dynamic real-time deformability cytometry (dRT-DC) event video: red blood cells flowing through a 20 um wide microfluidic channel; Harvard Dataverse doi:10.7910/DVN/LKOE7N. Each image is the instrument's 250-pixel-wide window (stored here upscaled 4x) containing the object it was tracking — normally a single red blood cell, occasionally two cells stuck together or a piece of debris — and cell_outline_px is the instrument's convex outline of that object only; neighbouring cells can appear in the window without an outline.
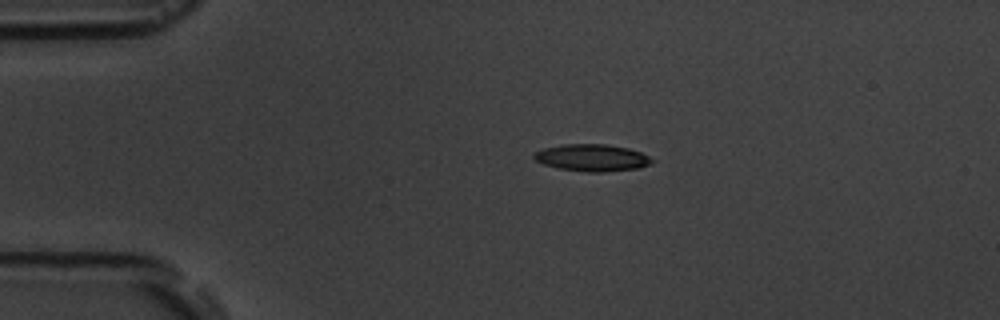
{"species": "common noctule bat (a hibernating species)", "species_latin": "Nyctalus noctula", "temperature_condition": "room temperature", "stored_images_in_passage": 4, "camera_frame_rate_fps": 3000, "um_per_image_px": 0.085, "animal": {"sex": "male", "body_mass_g": 19.5, "forearm_length_mm": 54.6}, "frame": {"image": 1, "passage_image": 1, "time_ms": 0.0, "image_size_px": [1000, 320], "cell_outline_px": [[656, 160], [652, 164], [636, 168], [600, 172], [588, 172], [560, 168], [544, 164], [536, 160], [532, 156], [536, 152], [544, 148], [564, 144], [604, 144], [628, 148], [640, 152]], "centroid_in_image_um": [50.35, 13.4], "position_along_channel_um": 34.7, "area_um2": 18.32}}
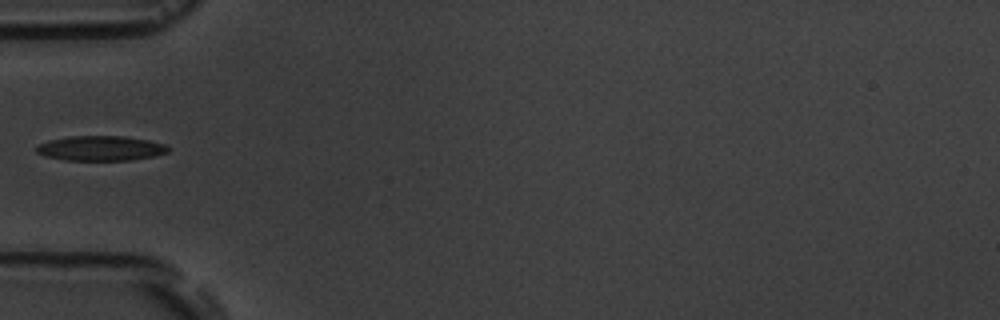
{"frame": {"image": 2, "passage_image": 3, "time_ms": 2.333, "image_size_px": [1000, 320], "cell_outline_px": [[172, 148], [168, 152], [152, 156], [132, 160], [68, 160], [44, 156], [36, 152], [36, 148], [40, 144], [48, 140], [72, 136], [124, 136], [148, 140], [164, 144]], "centroid_in_image_um": [8.57, 12.6], "position_along_channel_um": 76.4, "area_um2": 19.02}}
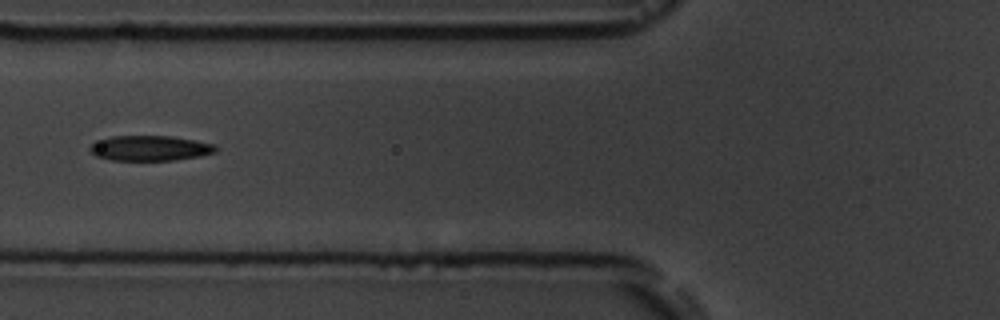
{"frame": {"image": 3, "passage_image": 4, "time_ms": 3.333, "image_size_px": [1000, 320], "cell_outline_px": [[216, 152], [200, 156], [172, 160], [112, 160], [96, 156], [88, 148], [92, 144], [100, 140], [112, 136], [172, 136], [212, 144], [216, 148]], "centroid_in_image_um": [12.73, 12.6], "position_along_channel_um": 113.1, "area_um2": 18.15}}